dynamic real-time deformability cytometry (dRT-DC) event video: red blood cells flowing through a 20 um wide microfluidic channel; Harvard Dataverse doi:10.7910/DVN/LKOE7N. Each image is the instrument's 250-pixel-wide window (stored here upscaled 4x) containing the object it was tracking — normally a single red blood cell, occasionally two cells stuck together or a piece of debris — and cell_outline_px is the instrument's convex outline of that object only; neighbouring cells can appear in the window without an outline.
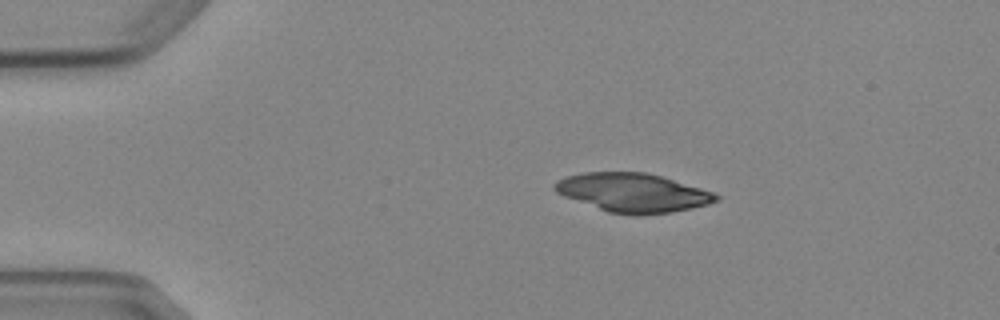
{"species": "Egyptian fruit bat (a non-hibernating species)", "species_latin": "Rousettus aegyptiacus", "temperature_condition": "cold", "stored_images_in_passage": 6, "camera_frame_rate_fps": 3000, "um_per_image_px": 0.085, "animal": {"sex": "female"}, "frame": {"image": 1, "passage_image": 1, "time_ms": 0.0, "image_size_px": [1000, 320], "cell_outline_px": [[720, 200], [708, 204], [692, 208], [672, 212], [636, 216], [608, 212], [564, 196], [556, 192], [552, 188], [552, 184], [556, 180], [564, 176], [584, 172], [644, 172], [660, 176], [700, 188], [712, 192], [720, 196]], "centroid_in_image_um": [53.75, 16.38], "position_along_channel_um": 31.2, "area_um2": 36.53}}